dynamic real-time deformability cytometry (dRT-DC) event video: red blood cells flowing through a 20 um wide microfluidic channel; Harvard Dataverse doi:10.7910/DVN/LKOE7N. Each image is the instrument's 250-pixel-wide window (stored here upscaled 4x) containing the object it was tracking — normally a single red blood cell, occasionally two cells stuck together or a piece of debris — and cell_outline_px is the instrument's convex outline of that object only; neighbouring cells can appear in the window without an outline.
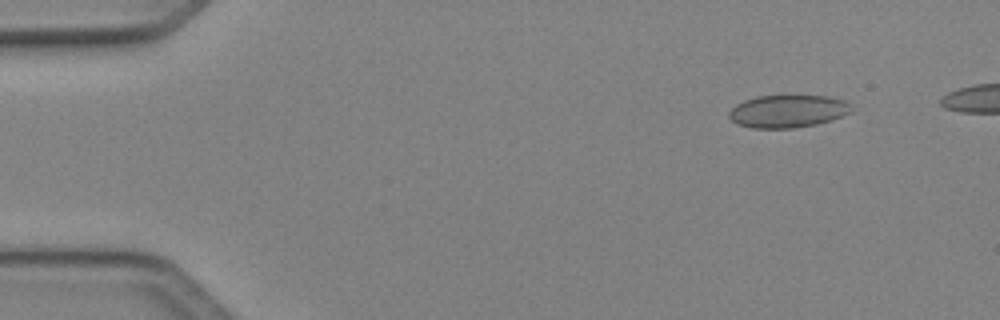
{"species": "Egyptian fruit bat (a non-hibernating species)", "species_latin": "Rousettus aegyptiacus", "temperature_condition": "cold", "stored_images_in_passage": 46, "camera_frame_rate_fps": 3000, "um_per_image_px": 0.085, "animal": {"sex": "female"}, "frame": {"image": 1, "passage_image": 5, "time_ms": 1.333, "image_size_px": [1000, 320], "cell_outline_px": [[852, 112], [816, 124], [792, 128], [752, 128], [736, 124], [728, 116], [728, 112], [736, 104], [744, 100], [756, 96], [828, 96], [844, 100], [852, 104]], "centroid_in_image_um": [66.94, 9.45], "position_along_channel_um": 18.1, "area_um2": 23.24}}
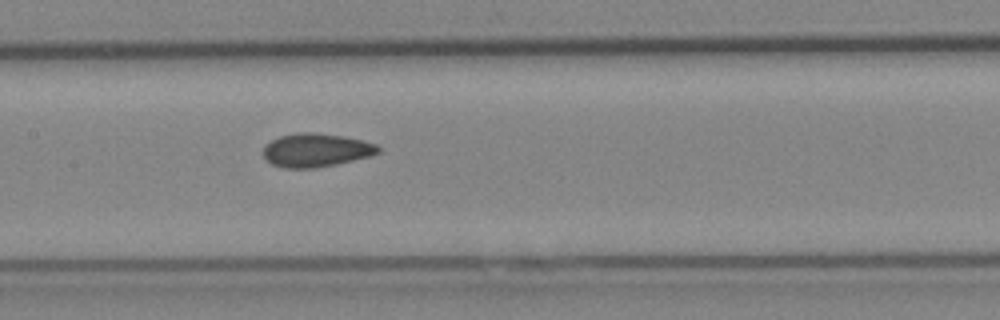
{"frame": {"image": 2, "passage_image": 24, "time_ms": 7.667, "image_size_px": [1000, 320], "cell_outline_px": [[380, 152], [368, 156], [336, 164], [312, 168], [284, 168], [272, 164], [264, 160], [264, 144], [280, 136], [296, 132], [312, 132], [344, 136], [376, 144], [380, 148]], "centroid_in_image_um": [26.81, 12.76], "position_along_channel_um": 180.6, "area_um2": 22.37}}
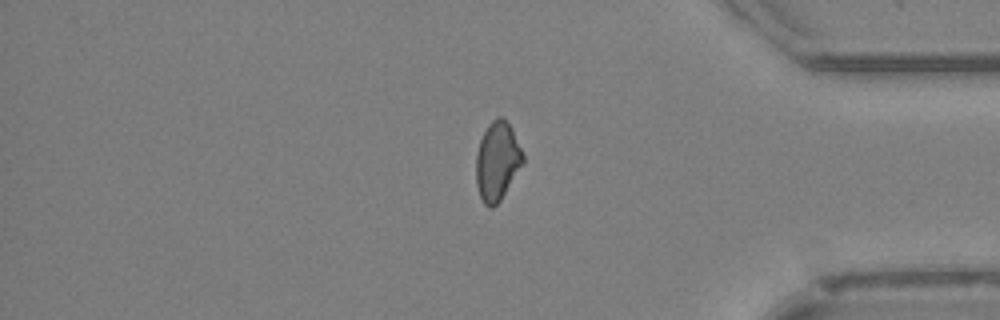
{"frame": {"image": 3, "passage_image": 41, "time_ms": 13.333, "image_size_px": [1000, 320], "cell_outline_px": [[524, 164], [500, 200], [492, 208], [488, 208], [484, 204], [480, 196], [476, 184], [476, 156], [480, 140], [488, 124], [496, 116], [504, 116], [512, 128], [524, 156]], "centroid_in_image_um": [42.27, 13.68], "position_along_channel_um": 392.9, "area_um2": 21.68}}